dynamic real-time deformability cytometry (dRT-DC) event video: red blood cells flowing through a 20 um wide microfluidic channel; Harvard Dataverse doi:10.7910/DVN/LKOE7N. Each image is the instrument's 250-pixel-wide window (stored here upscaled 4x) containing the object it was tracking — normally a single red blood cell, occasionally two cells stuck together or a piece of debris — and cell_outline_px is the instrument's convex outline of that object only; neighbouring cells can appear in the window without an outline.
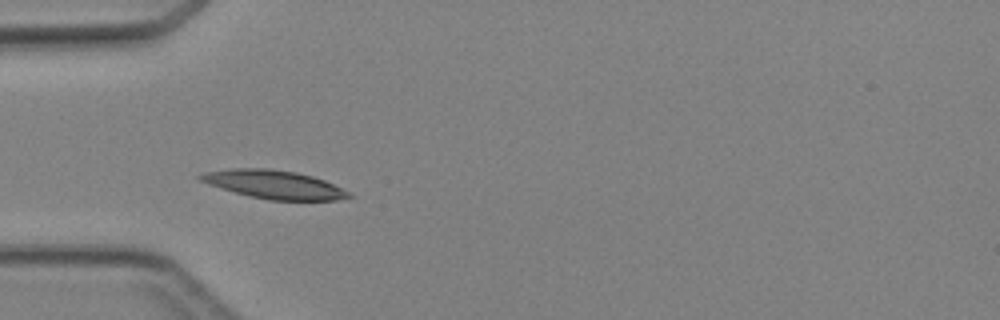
{"species": "Egyptian fruit bat (a non-hibernating species)", "species_latin": "Rousettus aegyptiacus", "temperature_condition": "cold", "stored_images_in_passage": 33, "camera_frame_rate_fps": 3000, "um_per_image_px": 0.085, "animal": {"sex": "female"}, "frame": {"image": 1, "passage_image": 1, "time_ms": 0.0, "image_size_px": [1000, 320], "cell_outline_px": [[356, 196], [336, 200], [268, 200], [236, 192], [208, 184], [200, 180], [196, 176], [204, 172], [232, 168], [268, 168], [296, 172], [312, 176], [324, 180], [352, 192]], "centroid_in_image_um": [23.34, 15.68], "position_along_channel_um": 61.7, "area_um2": 24.57}}
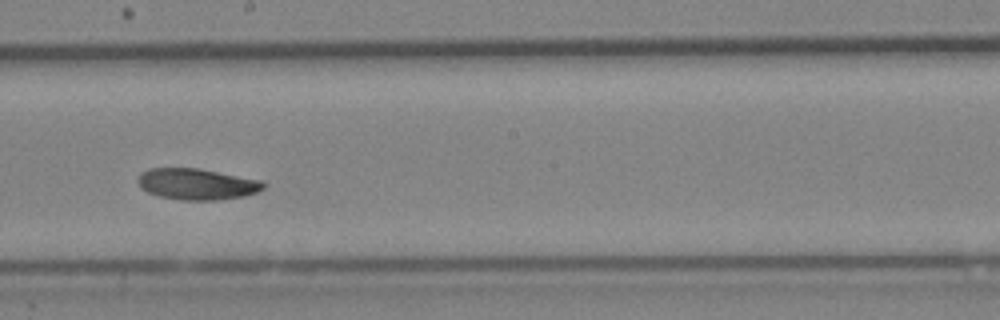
{"frame": {"image": 2, "passage_image": 13, "time_ms": 4.0, "image_size_px": [1000, 320], "cell_outline_px": [[268, 184], [264, 188], [256, 192], [244, 196], [220, 200], [180, 200], [160, 196], [148, 192], [140, 188], [136, 180], [140, 172], [148, 168], [196, 168], [264, 180]], "centroid_in_image_um": [16.74, 15.64], "position_along_channel_um": 231.5, "area_um2": 23.12}}
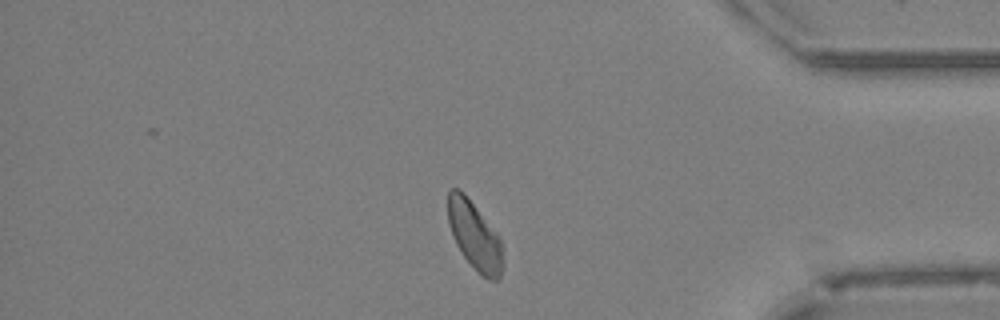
{"frame": {"image": 3, "passage_image": 26, "time_ms": 8.333, "image_size_px": [1000, 320], "cell_outline_px": [[504, 268], [500, 276], [496, 280], [488, 280], [480, 276], [476, 272], [460, 252], [452, 236], [448, 224], [448, 192], [452, 188], [456, 188], [464, 192], [496, 232], [500, 240], [504, 264]], "centroid_in_image_um": [40.34, 20.08], "position_along_channel_um": 394.9, "area_um2": 22.08}}